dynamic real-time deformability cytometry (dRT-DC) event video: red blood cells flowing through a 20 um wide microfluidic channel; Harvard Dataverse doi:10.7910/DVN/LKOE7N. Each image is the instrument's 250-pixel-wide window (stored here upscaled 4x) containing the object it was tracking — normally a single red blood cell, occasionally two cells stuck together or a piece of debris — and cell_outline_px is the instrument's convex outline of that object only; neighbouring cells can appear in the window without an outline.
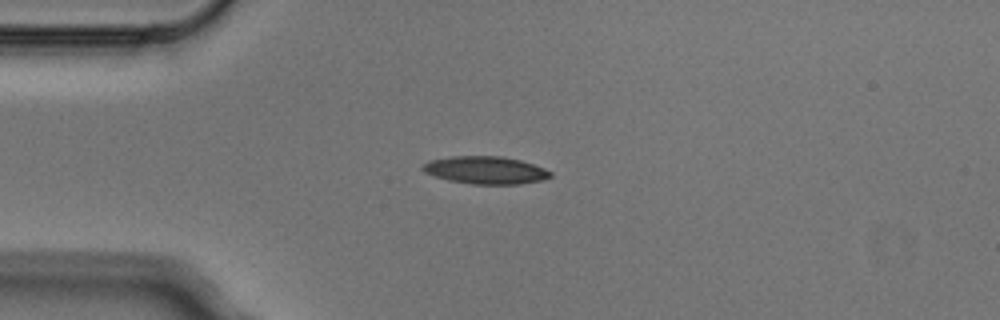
{"species": "Egyptian fruit bat (a non-hibernating species)", "species_latin": "Rousettus aegyptiacus", "temperature_condition": "cold", "stored_images_in_passage": 2, "camera_frame_rate_fps": 3000, "um_per_image_px": 0.085, "animal": {"sex": "male"}, "frame": {"image": 1, "passage_image": 2, "time_ms": 0.333, "image_size_px": [1000, 320], "cell_outline_px": [[552, 176], [544, 180], [520, 184], [472, 184], [448, 180], [424, 172], [420, 168], [428, 160], [452, 156], [500, 156], [520, 160], [544, 168], [552, 172]], "centroid_in_image_um": [41.27, 14.46], "position_along_channel_um": 43.7, "area_um2": 20.58}}